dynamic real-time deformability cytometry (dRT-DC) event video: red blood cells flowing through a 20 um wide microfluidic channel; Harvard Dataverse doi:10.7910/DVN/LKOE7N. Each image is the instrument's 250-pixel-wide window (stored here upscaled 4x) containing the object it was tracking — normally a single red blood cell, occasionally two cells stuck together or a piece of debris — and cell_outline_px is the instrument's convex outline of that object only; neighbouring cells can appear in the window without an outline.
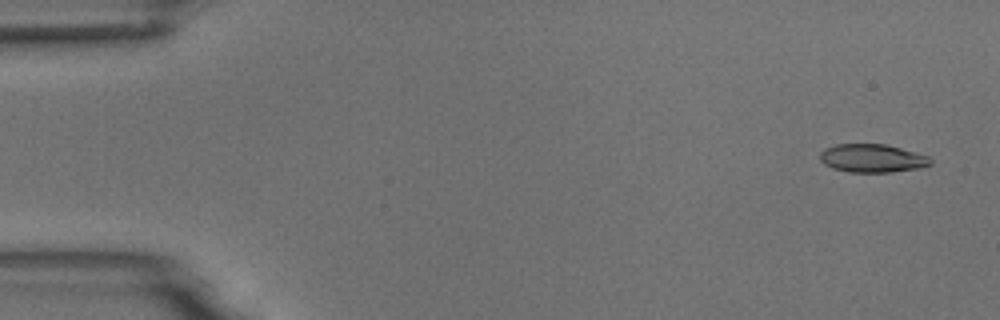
{"species": "common noctule bat (a hibernating species)", "species_latin": "Nyctalus noctula", "temperature_condition": "room temperature", "stored_images_in_passage": 4, "camera_frame_rate_fps": 3000, "um_per_image_px": 0.085, "animal": {"sex": "male", "body_mass_g": 18.8}, "frame": {"image": 1, "passage_image": 1, "time_ms": 0.0, "image_size_px": [1000, 320], "cell_outline_px": [[932, 164], [920, 168], [892, 172], [848, 172], [832, 168], [824, 164], [820, 160], [820, 152], [824, 148], [836, 144], [884, 144], [916, 152], [928, 156], [932, 160]], "centroid_in_image_um": [74.13, 13.45], "position_along_channel_um": 10.9, "area_um2": 18.32}}